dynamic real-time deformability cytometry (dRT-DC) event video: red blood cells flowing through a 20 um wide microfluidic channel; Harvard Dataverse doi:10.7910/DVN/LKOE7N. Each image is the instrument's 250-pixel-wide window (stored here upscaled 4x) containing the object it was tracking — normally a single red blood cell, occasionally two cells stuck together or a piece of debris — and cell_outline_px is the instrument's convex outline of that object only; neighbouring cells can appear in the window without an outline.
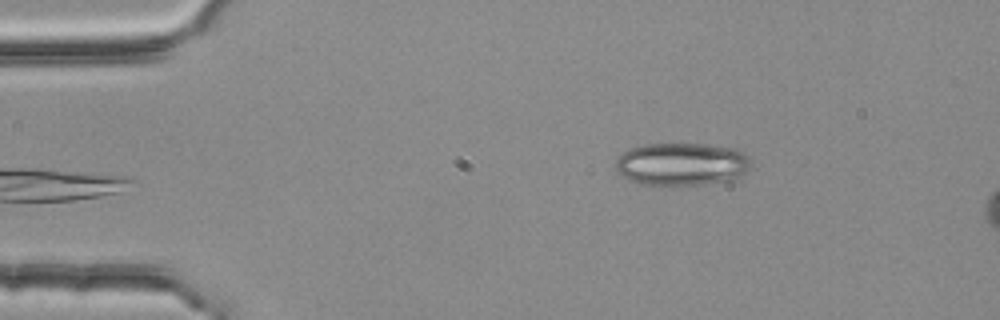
{"species": "common noctule bat (a hibernating species)", "species_latin": "Nyctalus noctula", "temperature_condition": "room temperature", "stored_images_in_passage": 3, "camera_frame_rate_fps": 3000, "um_per_image_px": 0.085, "animal": {"sex": "female", "body_mass_g": 25.1}, "frame": {"image": 1, "passage_image": 3, "time_ms": 0.667, "image_size_px": [1000, 320], "cell_outline_px": [[752, 164], [740, 176], [732, 180], [696, 184], [640, 184], [624, 176], [616, 168], [616, 160], [624, 152], [632, 148], [648, 144], [704, 144], [736, 148], [744, 152], [748, 156]], "centroid_in_image_um": [58.0, 13.93], "position_along_channel_um": 27.0, "area_um2": 33.23}}